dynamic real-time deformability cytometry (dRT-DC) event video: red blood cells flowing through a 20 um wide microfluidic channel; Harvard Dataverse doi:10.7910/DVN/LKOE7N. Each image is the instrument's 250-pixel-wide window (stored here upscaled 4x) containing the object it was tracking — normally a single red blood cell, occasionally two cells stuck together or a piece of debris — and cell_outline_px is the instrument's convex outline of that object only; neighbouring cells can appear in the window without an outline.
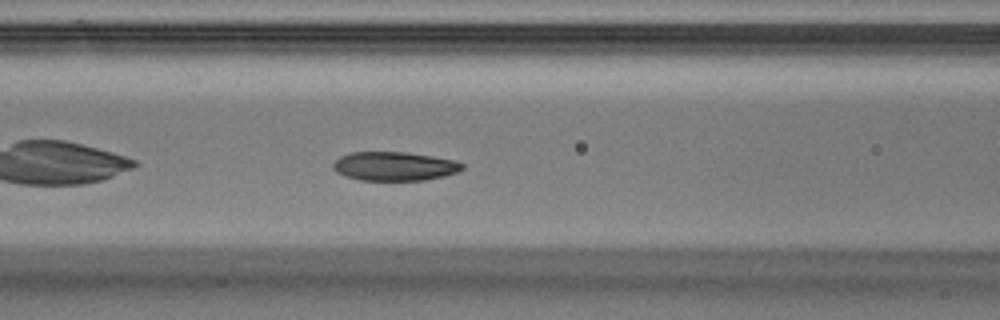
{"species": "Egyptian fruit bat (a non-hibernating species)", "species_latin": "Rousettus aegyptiacus", "temperature_condition": "warm", "stored_images_in_passage": 36, "camera_frame_rate_fps": 3000, "um_per_image_px": 0.085, "animal": {"sex": "male"}, "frame": {"image": 1, "passage_image": 7, "time_ms": 2.0, "image_size_px": [1000, 320], "cell_outline_px": [[464, 168], [456, 172], [444, 176], [424, 180], [360, 180], [344, 176], [336, 172], [332, 168], [332, 164], [340, 156], [352, 152], [404, 152], [432, 156], [456, 160], [464, 164]], "centroid_in_image_um": [33.51, 14.13], "position_along_channel_um": 133.1, "area_um2": 21.79}}
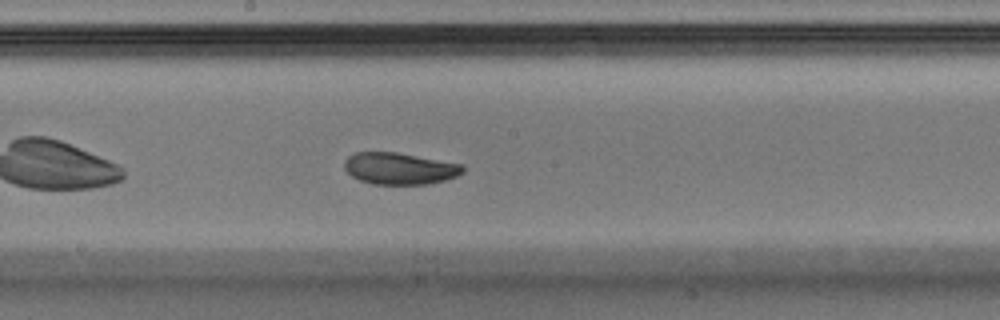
{"frame": {"image": 2, "passage_image": 13, "time_ms": 4.0, "image_size_px": [1000, 320], "cell_outline_px": [[464, 172], [456, 176], [444, 180], [428, 184], [372, 184], [360, 180], [352, 176], [344, 168], [344, 160], [348, 156], [356, 152], [396, 152], [464, 164]], "centroid_in_image_um": [33.97, 14.32], "position_along_channel_um": 214.2, "area_um2": 21.96}}
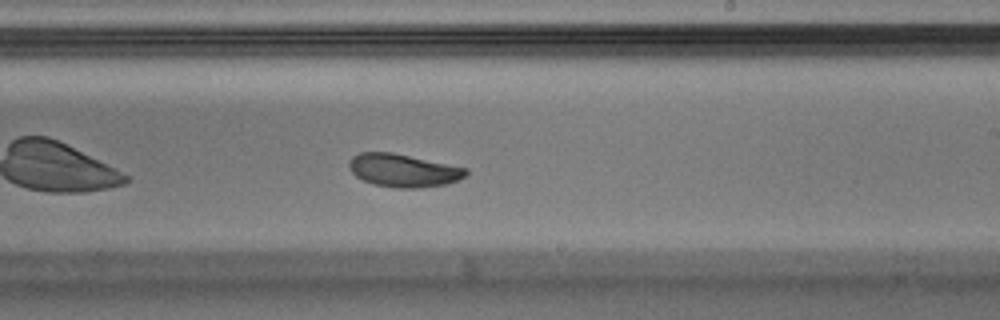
{"frame": {"image": 3, "passage_image": 16, "time_ms": 5.0, "image_size_px": [1000, 320], "cell_outline_px": [[468, 172], [460, 180], [448, 184], [420, 188], [396, 188], [376, 184], [364, 180], [356, 176], [348, 168], [348, 160], [352, 156], [360, 152], [392, 152], [468, 168]], "centroid_in_image_um": [34.29, 14.48], "position_along_channel_um": 254.7, "area_um2": 22.6}, "authors_computed_cell_mechanics": {"area_um2": 22.831, "velocity_mm_per_s": 4.0614, "shape_relaxation_time_tau1_ms": 4.0286, "shape_relaxation_time_tau2_ms": 4.7076, "deformation_change_tau1": 0.1283, "deformation_change_tau2": 0.0878}}